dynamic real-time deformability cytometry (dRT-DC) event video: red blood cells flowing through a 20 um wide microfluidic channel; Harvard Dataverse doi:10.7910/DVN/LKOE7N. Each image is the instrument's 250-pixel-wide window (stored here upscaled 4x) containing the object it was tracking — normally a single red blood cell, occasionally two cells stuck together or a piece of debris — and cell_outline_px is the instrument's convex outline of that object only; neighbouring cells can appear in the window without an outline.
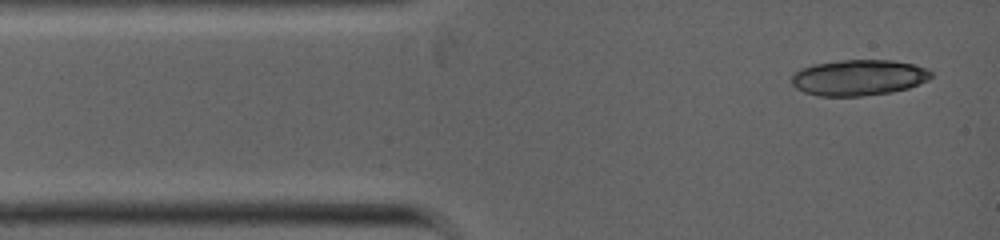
{"species": "common noctule bat (a hibernating species)", "species_latin": "Nyctalus noctula", "temperature_condition": "warm", "stored_images_in_passage": 5, "camera_frame_rate_fps": 5000, "um_per_image_px": 0.085, "animal": {"sex": "female", "body_mass_g": 19.0, "forearm_length_mm": 53.3}, "frame": {"image": 1, "passage_image": 1, "time_ms": 0.0, "image_size_px": [1000, 240], "cell_outline_px": [[932, 76], [928, 80], [908, 88], [892, 92], [864, 96], [816, 96], [804, 92], [796, 88], [792, 84], [792, 72], [800, 68], [816, 64], [840, 60], [892, 60], [916, 64], [928, 68], [932, 72]], "centroid_in_image_um": [72.99, 6.59], "position_along_channel_um": 12.0, "area_um2": 29.48}}